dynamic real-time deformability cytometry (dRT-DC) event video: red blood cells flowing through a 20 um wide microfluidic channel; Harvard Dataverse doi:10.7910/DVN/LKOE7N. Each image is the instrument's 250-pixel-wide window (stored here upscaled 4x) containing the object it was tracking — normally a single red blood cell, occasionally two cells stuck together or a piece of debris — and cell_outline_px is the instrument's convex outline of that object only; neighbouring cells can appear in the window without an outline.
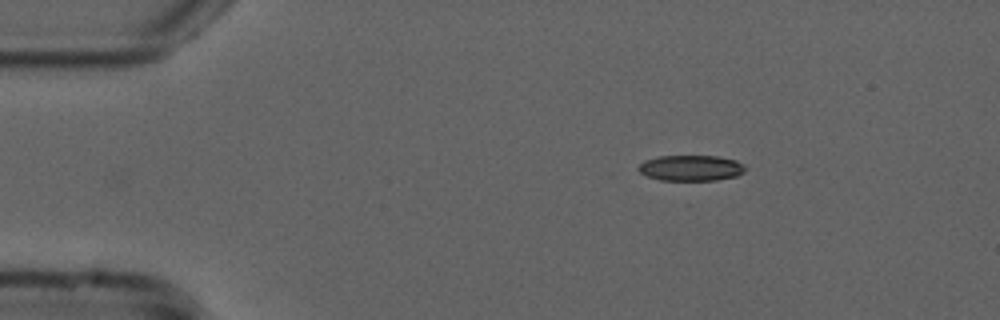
{"species": "common noctule bat (a hibernating species)", "species_latin": "Nyctalus noctula", "temperature_condition": "cold", "stored_images_in_passage": 41, "camera_frame_rate_fps": 3000, "um_per_image_px": 0.085, "animal": {"sex": "male", "forearm_length_mm": 52.5}, "frame": {"image": 1, "passage_image": 1, "time_ms": 0.0, "image_size_px": [1000, 320], "cell_outline_px": [[748, 168], [744, 172], [736, 176], [716, 180], [660, 180], [648, 176], [640, 172], [636, 168], [644, 160], [660, 156], [720, 156], [736, 160], [744, 164]], "centroid_in_image_um": [58.76, 14.27], "position_along_channel_um": 26.2, "area_um2": 16.13}}
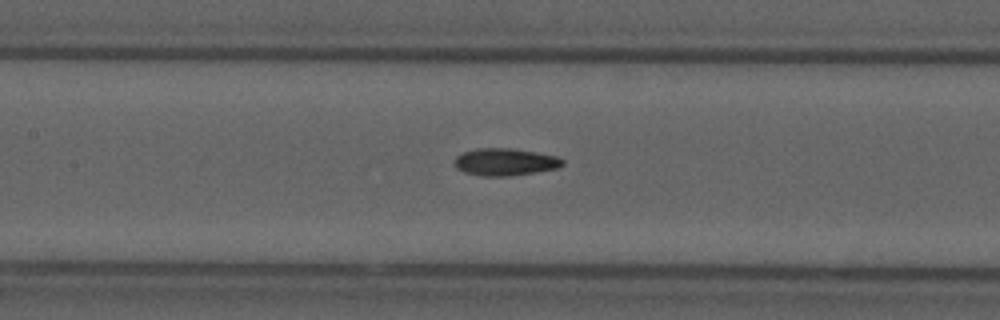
{"frame": {"image": 2, "passage_image": 17, "time_ms": 5.333, "image_size_px": [1000, 320], "cell_outline_px": [[564, 164], [556, 168], [508, 176], [480, 176], [464, 172], [456, 168], [456, 156], [464, 152], [476, 148], [512, 148], [560, 156], [564, 160]], "centroid_in_image_um": [42.95, 13.75], "position_along_channel_um": 164.5, "area_um2": 17.11}}
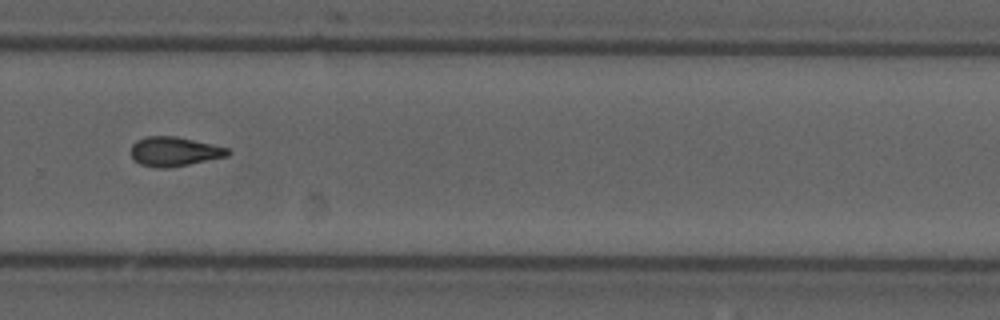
{"frame": {"image": 3, "passage_image": 29, "time_ms": 9.333, "image_size_px": [1000, 320], "cell_outline_px": [[232, 152], [228, 156], [188, 164], [164, 168], [160, 168], [140, 164], [132, 160], [132, 144], [136, 140], [148, 136], [176, 136], [212, 144], [228, 148]], "centroid_in_image_um": [14.81, 12.87], "position_along_channel_um": 315.0, "area_um2": 16.47}, "authors_computed_cell_mechanics": {"area_um2": 16.6464, "velocity_mm_per_s": 3.7806, "shape_relaxation_time_tau1_ms": 7.8401, "shape_relaxation_time_tau2_ms": 4.8748, "deformation_change_tau1": 0.1685, "deformation_change_tau2": 0.1338}}